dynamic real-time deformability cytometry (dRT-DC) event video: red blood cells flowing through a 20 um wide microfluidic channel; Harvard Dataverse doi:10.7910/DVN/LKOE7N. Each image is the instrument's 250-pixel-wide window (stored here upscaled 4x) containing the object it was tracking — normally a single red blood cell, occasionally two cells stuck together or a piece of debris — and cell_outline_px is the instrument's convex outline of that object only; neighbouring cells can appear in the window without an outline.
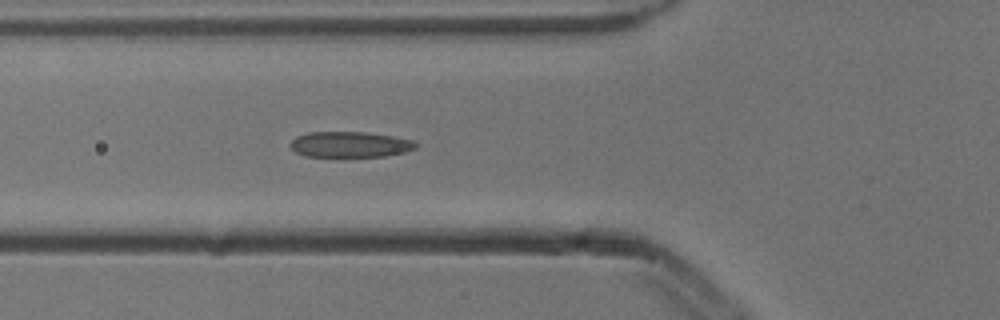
{"species": "common noctule bat (a hibernating species)", "species_latin": "Nyctalus noctula", "temperature_condition": "cold", "stored_images_in_passage": 6, "camera_frame_rate_fps": 3000, "um_per_image_px": 0.085, "animal": {"sex": "male", "body_mass_g": 13.3}, "frame": {"image": 1, "passage_image": 6, "time_ms": 1.667, "image_size_px": [1000, 320], "cell_outline_px": [[416, 148], [404, 152], [388, 156], [304, 156], [296, 152], [292, 148], [292, 140], [296, 136], [308, 132], [368, 132], [392, 136], [412, 140], [416, 144]], "centroid_in_image_um": [29.75, 12.27], "position_along_channel_um": 96.0, "area_um2": 18.61}}